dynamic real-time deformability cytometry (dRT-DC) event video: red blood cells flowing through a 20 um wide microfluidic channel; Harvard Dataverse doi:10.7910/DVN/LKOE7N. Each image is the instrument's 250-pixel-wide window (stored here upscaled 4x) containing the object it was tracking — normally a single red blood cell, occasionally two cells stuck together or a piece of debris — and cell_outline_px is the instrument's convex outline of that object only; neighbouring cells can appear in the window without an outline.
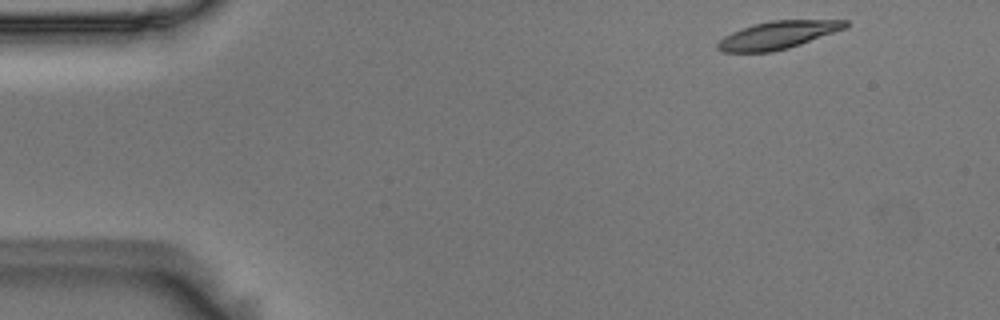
{"species": "Egyptian fruit bat (a non-hibernating species)", "species_latin": "Rousettus aegyptiacus", "temperature_condition": "room temperature", "stored_images_in_passage": 3, "camera_frame_rate_fps": 3000, "um_per_image_px": 0.085, "animal": {"sex": "male"}, "frame": {"image": 1, "passage_image": 1, "time_ms": 0.0, "image_size_px": [1000, 320], "cell_outline_px": [[848, 24], [844, 28], [800, 44], [788, 48], [772, 52], [720, 52], [716, 48], [716, 44], [724, 36], [740, 28], [772, 20], [848, 20]], "centroid_in_image_um": [66.05, 2.99], "position_along_channel_um": 19.0, "area_um2": 20.4}}
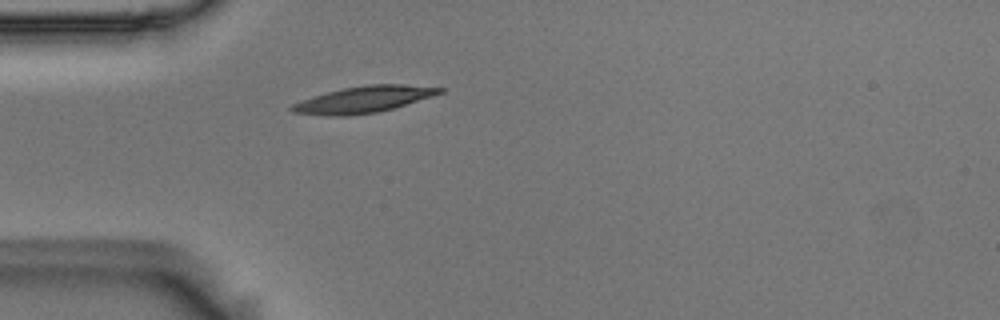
{"frame": {"image": 2, "passage_image": 3, "time_ms": 0.667, "image_size_px": [1000, 320], "cell_outline_px": [[444, 92], [432, 96], [392, 108], [376, 112], [348, 116], [328, 116], [292, 112], [288, 108], [292, 104], [312, 96], [344, 88], [368, 84], [404, 84], [444, 88]], "centroid_in_image_um": [30.88, 8.45], "position_along_channel_um": 54.1, "area_um2": 22.6}}